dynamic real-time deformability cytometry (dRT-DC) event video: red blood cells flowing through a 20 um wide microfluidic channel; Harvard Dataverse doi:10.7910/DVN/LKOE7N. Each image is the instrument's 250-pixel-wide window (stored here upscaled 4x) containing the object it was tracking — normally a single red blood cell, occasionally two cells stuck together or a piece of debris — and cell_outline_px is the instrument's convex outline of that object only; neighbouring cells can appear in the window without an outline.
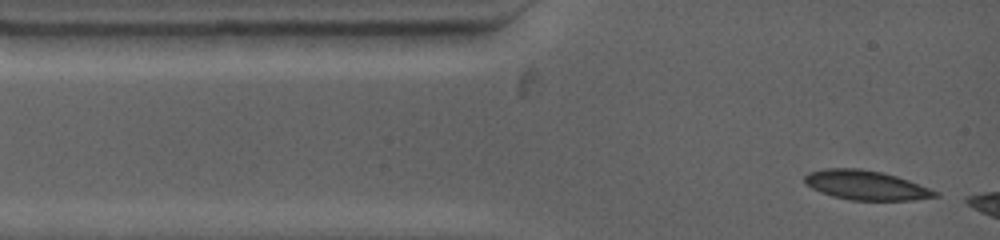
{"species": "common noctule bat (a hibernating species)", "species_latin": "Nyctalus noctula", "temperature_condition": "warm", "stored_images_in_passage": 4, "camera_frame_rate_fps": 4500, "um_per_image_px": 0.085, "animal": {"sex": "female", "body_mass_g": 19.0, "forearm_length_mm": 53.3}, "frame": {"image": 1, "passage_image": 1, "time_ms": 0.0, "image_size_px": [1000, 240], "cell_outline_px": [[940, 196], [912, 200], [852, 200], [832, 196], [820, 192], [804, 184], [804, 176], [808, 172], [824, 168], [860, 168], [880, 172], [896, 176], [908, 180], [940, 192]], "centroid_in_image_um": [73.58, 15.74], "position_along_channel_um": 11.4, "area_um2": 22.43}}